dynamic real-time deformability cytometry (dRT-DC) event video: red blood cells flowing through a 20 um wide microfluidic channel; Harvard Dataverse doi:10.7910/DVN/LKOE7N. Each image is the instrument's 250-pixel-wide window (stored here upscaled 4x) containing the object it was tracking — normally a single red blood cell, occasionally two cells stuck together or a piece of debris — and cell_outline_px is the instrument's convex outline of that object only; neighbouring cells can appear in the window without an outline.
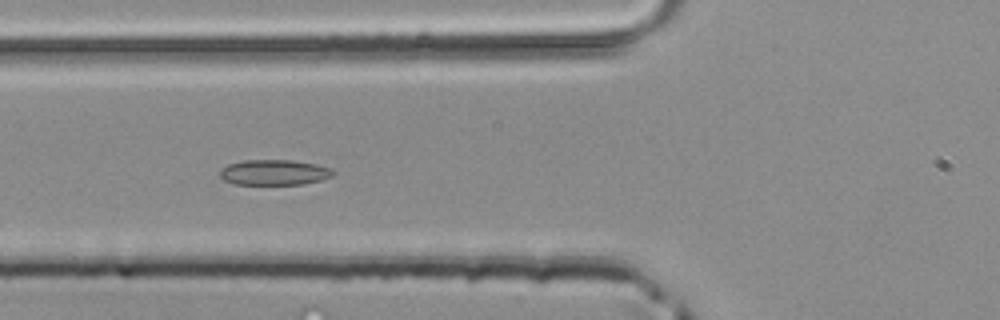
{"species": "common noctule bat (a hibernating species)", "species_latin": "Nyctalus noctula", "temperature_condition": "room temperature", "stored_images_in_passage": 34, "camera_frame_rate_fps": 3000, "um_per_image_px": 0.085, "animal": {"sex": "male", "body_mass_g": 20.4}, "frame": {"image": 1, "passage_image": 5, "time_ms": 1.333, "image_size_px": [1000, 320], "cell_outline_px": [[336, 172], [332, 176], [320, 180], [304, 184], [236, 184], [224, 180], [220, 176], [220, 168], [228, 164], [244, 160], [292, 160], [316, 164], [332, 168]], "centroid_in_image_um": [23.32, 14.64], "position_along_channel_um": 102.5, "area_um2": 16.82}}
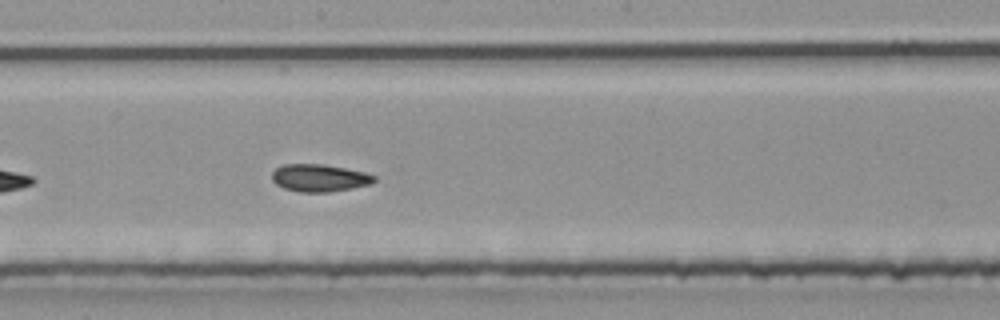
{"frame": {"image": 2, "passage_image": 13, "time_ms": 4.0, "image_size_px": [1000, 320], "cell_outline_px": [[376, 180], [372, 184], [352, 188], [328, 192], [300, 192], [284, 188], [276, 184], [272, 180], [272, 172], [276, 168], [284, 164], [324, 164], [364, 172], [376, 176]], "centroid_in_image_um": [27.15, 15.12], "position_along_channel_um": 221.0, "area_um2": 16.36}}
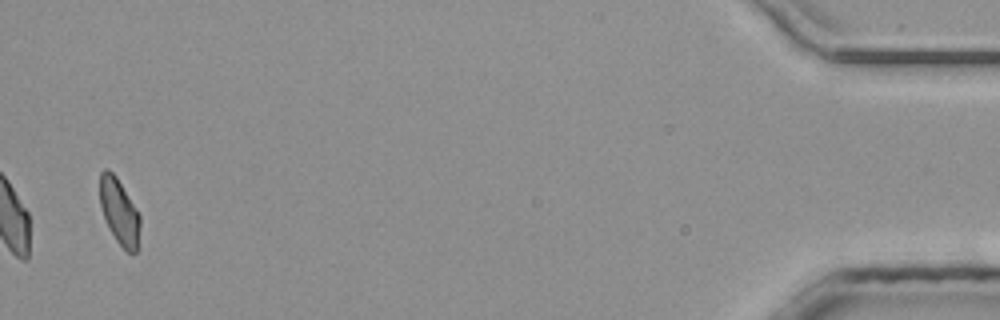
{"frame": {"image": 3, "passage_image": 33, "time_ms": 10.667, "image_size_px": [1000, 320], "cell_outline_px": [[140, 224], [136, 252], [132, 256], [116, 240], [108, 228], [100, 204], [100, 172], [104, 168], [108, 168], [116, 176], [136, 208], [140, 216]], "centroid_in_image_um": [10.13, 17.98], "position_along_channel_um": 425.1, "area_um2": 15.32}}